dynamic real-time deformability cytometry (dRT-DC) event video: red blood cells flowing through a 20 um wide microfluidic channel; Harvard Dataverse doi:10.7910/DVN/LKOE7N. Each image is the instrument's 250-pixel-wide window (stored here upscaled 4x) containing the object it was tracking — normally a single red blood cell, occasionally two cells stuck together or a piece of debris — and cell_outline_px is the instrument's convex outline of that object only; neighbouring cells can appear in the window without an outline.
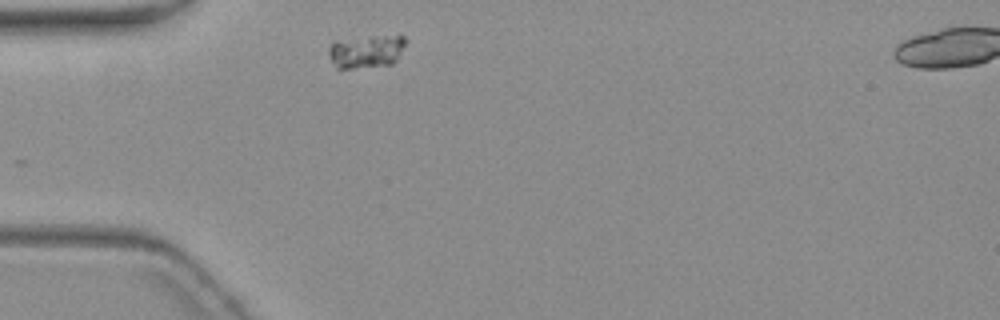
{"species": "common noctule bat (a hibernating species)", "species_latin": "Nyctalus noctula", "temperature_condition": "warm", "stored_images_in_passage": 2, "camera_frame_rate_fps": 3000, "um_per_image_px": 0.085, "animal": {"sex": "female", "body_mass_g": 19.3, "forearm_length_mm": 54.1}, "frame": {"image": 1, "passage_image": 1, "time_ms": 0.0, "image_size_px": [1000, 320], "cell_outline_px": [[408, 40], [396, 60], [392, 64], [352, 68], [336, 68], [328, 56], [328, 48], [332, 40], [368, 36], [404, 36]], "centroid_in_image_um": [31.09, 4.35], "position_along_channel_um": 53.9, "area_um2": 15.03}}